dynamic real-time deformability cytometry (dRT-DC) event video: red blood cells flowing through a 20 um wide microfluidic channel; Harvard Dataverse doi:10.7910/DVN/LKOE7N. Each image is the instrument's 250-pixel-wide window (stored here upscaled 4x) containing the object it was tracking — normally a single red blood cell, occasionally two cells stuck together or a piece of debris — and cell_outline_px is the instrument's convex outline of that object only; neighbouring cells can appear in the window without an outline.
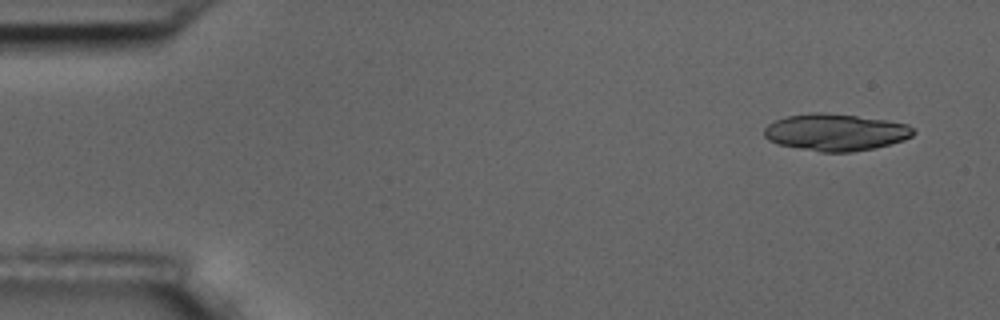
{"species": "common noctule bat (a hibernating species)", "species_latin": "Nyctalus noctula", "temperature_condition": "room temperature", "stored_images_in_passage": 5, "camera_frame_rate_fps": 3000, "um_per_image_px": 0.085, "animal": {"sex": "male", "body_mass_g": 17.5, "forearm_length_mm": 52.3}, "frame": {"image": 1, "passage_image": 1, "time_ms": 0.0, "image_size_px": [1000, 320], "cell_outline_px": [[916, 132], [912, 136], [904, 140], [876, 148], [852, 152], [820, 152], [780, 144], [768, 140], [764, 136], [764, 128], [768, 124], [784, 116], [812, 112], [824, 112], [856, 116], [884, 120], [908, 124]], "centroid_in_image_um": [71.02, 11.24], "position_along_channel_um": 14.0, "area_um2": 32.14}}